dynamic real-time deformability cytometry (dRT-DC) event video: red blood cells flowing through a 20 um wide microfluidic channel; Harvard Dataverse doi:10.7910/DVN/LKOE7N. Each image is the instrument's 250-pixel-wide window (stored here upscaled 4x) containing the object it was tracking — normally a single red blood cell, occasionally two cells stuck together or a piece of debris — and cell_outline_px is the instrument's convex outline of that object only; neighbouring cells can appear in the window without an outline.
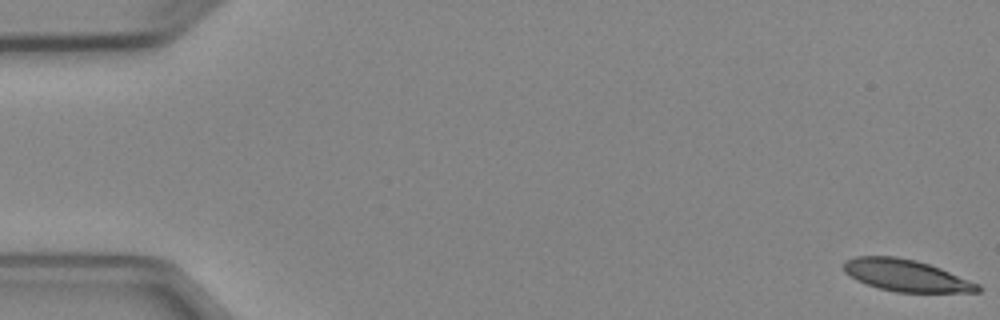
{"species": "Egyptian fruit bat (a non-hibernating species)", "species_latin": "Rousettus aegyptiacus", "temperature_condition": "cold", "stored_images_in_passage": 4, "camera_frame_rate_fps": 3000, "um_per_image_px": 0.085, "animal": {"sex": "female"}, "frame": {"image": 1, "passage_image": 1, "time_ms": 0.0, "image_size_px": [1000, 320], "cell_outline_px": [[984, 288], [980, 292], [896, 292], [880, 288], [856, 280], [844, 272], [844, 260], [856, 256], [896, 256], [916, 260], [940, 268], [980, 284]], "centroid_in_image_um": [77.04, 23.41], "position_along_channel_um": 8.0, "area_um2": 24.85}}
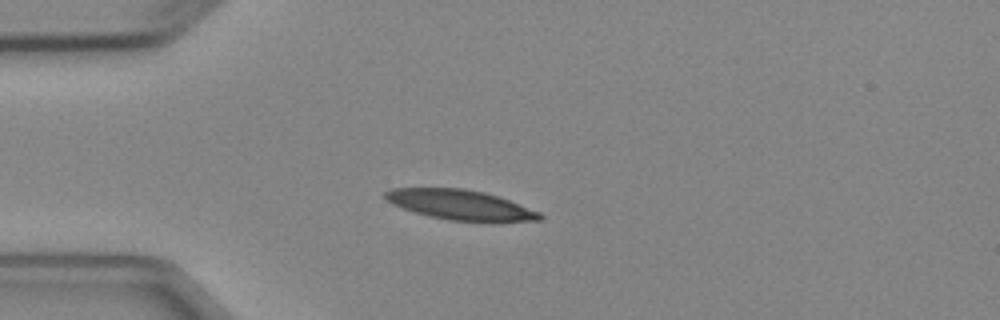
{"frame": {"image": 2, "passage_image": 4, "time_ms": 4.333, "image_size_px": [1000, 320], "cell_outline_px": [[544, 216], [540, 220], [448, 220], [428, 216], [392, 204], [384, 196], [384, 192], [392, 188], [464, 188], [484, 192], [508, 200], [540, 212]], "centroid_in_image_um": [39.06, 17.38], "position_along_channel_um": 45.9, "area_um2": 26.18}}